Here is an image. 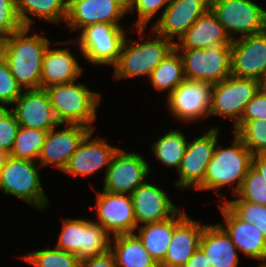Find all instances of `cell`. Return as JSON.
<instances>
[{"mask_svg":"<svg viewBox=\"0 0 266 267\" xmlns=\"http://www.w3.org/2000/svg\"><path fill=\"white\" fill-rule=\"evenodd\" d=\"M231 43V39L210 8L175 42V49H204Z\"/></svg>","mask_w":266,"mask_h":267,"instance_id":"cell-25","label":"cell"},{"mask_svg":"<svg viewBox=\"0 0 266 267\" xmlns=\"http://www.w3.org/2000/svg\"><path fill=\"white\" fill-rule=\"evenodd\" d=\"M20 125L10 108H0V149L11 153Z\"/></svg>","mask_w":266,"mask_h":267,"instance_id":"cell-40","label":"cell"},{"mask_svg":"<svg viewBox=\"0 0 266 267\" xmlns=\"http://www.w3.org/2000/svg\"><path fill=\"white\" fill-rule=\"evenodd\" d=\"M96 130H91L82 142L77 151L71 156L63 174L77 177H92L100 170L106 173L110 166L111 159L119 147L113 146L103 137H94ZM105 168V169H104Z\"/></svg>","mask_w":266,"mask_h":267,"instance_id":"cell-17","label":"cell"},{"mask_svg":"<svg viewBox=\"0 0 266 267\" xmlns=\"http://www.w3.org/2000/svg\"><path fill=\"white\" fill-rule=\"evenodd\" d=\"M123 25L97 23L84 28L75 39L53 41L52 44L77 46L88 64L99 67L114 66L127 37Z\"/></svg>","mask_w":266,"mask_h":267,"instance_id":"cell-5","label":"cell"},{"mask_svg":"<svg viewBox=\"0 0 266 267\" xmlns=\"http://www.w3.org/2000/svg\"><path fill=\"white\" fill-rule=\"evenodd\" d=\"M205 224L187 214L174 228L164 261L159 267H182L200 247Z\"/></svg>","mask_w":266,"mask_h":267,"instance_id":"cell-23","label":"cell"},{"mask_svg":"<svg viewBox=\"0 0 266 267\" xmlns=\"http://www.w3.org/2000/svg\"><path fill=\"white\" fill-rule=\"evenodd\" d=\"M146 79L151 83L153 89L155 88L159 92H167L168 96L186 79L179 52L174 48Z\"/></svg>","mask_w":266,"mask_h":267,"instance_id":"cell-30","label":"cell"},{"mask_svg":"<svg viewBox=\"0 0 266 267\" xmlns=\"http://www.w3.org/2000/svg\"><path fill=\"white\" fill-rule=\"evenodd\" d=\"M10 109L21 127L49 131L60 124L43 88L24 90Z\"/></svg>","mask_w":266,"mask_h":267,"instance_id":"cell-20","label":"cell"},{"mask_svg":"<svg viewBox=\"0 0 266 267\" xmlns=\"http://www.w3.org/2000/svg\"><path fill=\"white\" fill-rule=\"evenodd\" d=\"M213 84L185 79L166 97L168 112L179 123H193L209 117Z\"/></svg>","mask_w":266,"mask_h":267,"instance_id":"cell-11","label":"cell"},{"mask_svg":"<svg viewBox=\"0 0 266 267\" xmlns=\"http://www.w3.org/2000/svg\"><path fill=\"white\" fill-rule=\"evenodd\" d=\"M230 146L223 147L217 141L208 163L203 184L196 191H214L229 188L235 194L252 166L253 154L234 133ZM218 191V192H217Z\"/></svg>","mask_w":266,"mask_h":267,"instance_id":"cell-3","label":"cell"},{"mask_svg":"<svg viewBox=\"0 0 266 267\" xmlns=\"http://www.w3.org/2000/svg\"><path fill=\"white\" fill-rule=\"evenodd\" d=\"M110 252L117 267H159L135 233L112 236Z\"/></svg>","mask_w":266,"mask_h":267,"instance_id":"cell-28","label":"cell"},{"mask_svg":"<svg viewBox=\"0 0 266 267\" xmlns=\"http://www.w3.org/2000/svg\"><path fill=\"white\" fill-rule=\"evenodd\" d=\"M259 90L260 81L236 76H229L213 84L209 117L230 118L234 126L241 119L247 104Z\"/></svg>","mask_w":266,"mask_h":267,"instance_id":"cell-12","label":"cell"},{"mask_svg":"<svg viewBox=\"0 0 266 267\" xmlns=\"http://www.w3.org/2000/svg\"><path fill=\"white\" fill-rule=\"evenodd\" d=\"M186 215L183 209H179L171 218L160 222L147 223L135 230L134 233L158 265L164 261L175 226Z\"/></svg>","mask_w":266,"mask_h":267,"instance_id":"cell-27","label":"cell"},{"mask_svg":"<svg viewBox=\"0 0 266 267\" xmlns=\"http://www.w3.org/2000/svg\"><path fill=\"white\" fill-rule=\"evenodd\" d=\"M266 71V30L233 40L231 76L260 81Z\"/></svg>","mask_w":266,"mask_h":267,"instance_id":"cell-19","label":"cell"},{"mask_svg":"<svg viewBox=\"0 0 266 267\" xmlns=\"http://www.w3.org/2000/svg\"><path fill=\"white\" fill-rule=\"evenodd\" d=\"M252 165L259 171L266 184V153L253 155Z\"/></svg>","mask_w":266,"mask_h":267,"instance_id":"cell-44","label":"cell"},{"mask_svg":"<svg viewBox=\"0 0 266 267\" xmlns=\"http://www.w3.org/2000/svg\"><path fill=\"white\" fill-rule=\"evenodd\" d=\"M131 197L137 227L171 218L179 210L163 188L146 180Z\"/></svg>","mask_w":266,"mask_h":267,"instance_id":"cell-21","label":"cell"},{"mask_svg":"<svg viewBox=\"0 0 266 267\" xmlns=\"http://www.w3.org/2000/svg\"><path fill=\"white\" fill-rule=\"evenodd\" d=\"M49 45L44 53L41 88L45 89L51 85L69 83L83 76V66L79 58L72 54L70 48H52Z\"/></svg>","mask_w":266,"mask_h":267,"instance_id":"cell-24","label":"cell"},{"mask_svg":"<svg viewBox=\"0 0 266 267\" xmlns=\"http://www.w3.org/2000/svg\"><path fill=\"white\" fill-rule=\"evenodd\" d=\"M30 30L23 27L17 34L0 40V54L23 90L41 88L44 53L51 43L48 37Z\"/></svg>","mask_w":266,"mask_h":267,"instance_id":"cell-1","label":"cell"},{"mask_svg":"<svg viewBox=\"0 0 266 267\" xmlns=\"http://www.w3.org/2000/svg\"><path fill=\"white\" fill-rule=\"evenodd\" d=\"M42 167L36 161L8 156L0 169V191L44 212L49 206L41 182Z\"/></svg>","mask_w":266,"mask_h":267,"instance_id":"cell-6","label":"cell"},{"mask_svg":"<svg viewBox=\"0 0 266 267\" xmlns=\"http://www.w3.org/2000/svg\"><path fill=\"white\" fill-rule=\"evenodd\" d=\"M47 133L48 131L20 126L10 156L38 162Z\"/></svg>","mask_w":266,"mask_h":267,"instance_id":"cell-32","label":"cell"},{"mask_svg":"<svg viewBox=\"0 0 266 267\" xmlns=\"http://www.w3.org/2000/svg\"><path fill=\"white\" fill-rule=\"evenodd\" d=\"M80 267H117L113 254L109 251L103 255L82 259Z\"/></svg>","mask_w":266,"mask_h":267,"instance_id":"cell-42","label":"cell"},{"mask_svg":"<svg viewBox=\"0 0 266 267\" xmlns=\"http://www.w3.org/2000/svg\"><path fill=\"white\" fill-rule=\"evenodd\" d=\"M217 206L223 217L219 224L230 235L239 253L255 261L265 259L266 237L263 233L255 225L240 219L224 202Z\"/></svg>","mask_w":266,"mask_h":267,"instance_id":"cell-22","label":"cell"},{"mask_svg":"<svg viewBox=\"0 0 266 267\" xmlns=\"http://www.w3.org/2000/svg\"><path fill=\"white\" fill-rule=\"evenodd\" d=\"M22 28L17 14L16 0H0V40L17 34Z\"/></svg>","mask_w":266,"mask_h":267,"instance_id":"cell-39","label":"cell"},{"mask_svg":"<svg viewBox=\"0 0 266 267\" xmlns=\"http://www.w3.org/2000/svg\"><path fill=\"white\" fill-rule=\"evenodd\" d=\"M91 130L81 124L62 123L55 126L47 133L38 163L42 168L52 165V167L63 172L69 159Z\"/></svg>","mask_w":266,"mask_h":267,"instance_id":"cell-16","label":"cell"},{"mask_svg":"<svg viewBox=\"0 0 266 267\" xmlns=\"http://www.w3.org/2000/svg\"><path fill=\"white\" fill-rule=\"evenodd\" d=\"M211 10L231 41L266 30V9L257 1L211 0Z\"/></svg>","mask_w":266,"mask_h":267,"instance_id":"cell-8","label":"cell"},{"mask_svg":"<svg viewBox=\"0 0 266 267\" xmlns=\"http://www.w3.org/2000/svg\"><path fill=\"white\" fill-rule=\"evenodd\" d=\"M171 0H127L128 14L129 12H136L137 20L133 23L132 28H147L148 23L153 20L155 16L161 15L170 3ZM147 26V27H146Z\"/></svg>","mask_w":266,"mask_h":267,"instance_id":"cell-37","label":"cell"},{"mask_svg":"<svg viewBox=\"0 0 266 267\" xmlns=\"http://www.w3.org/2000/svg\"><path fill=\"white\" fill-rule=\"evenodd\" d=\"M210 8L211 0H171L150 28L175 43Z\"/></svg>","mask_w":266,"mask_h":267,"instance_id":"cell-18","label":"cell"},{"mask_svg":"<svg viewBox=\"0 0 266 267\" xmlns=\"http://www.w3.org/2000/svg\"><path fill=\"white\" fill-rule=\"evenodd\" d=\"M24 90L10 72L9 66L0 54V108H10Z\"/></svg>","mask_w":266,"mask_h":267,"instance_id":"cell-38","label":"cell"},{"mask_svg":"<svg viewBox=\"0 0 266 267\" xmlns=\"http://www.w3.org/2000/svg\"><path fill=\"white\" fill-rule=\"evenodd\" d=\"M145 29L131 30L140 36L138 41H132L128 35L125 38L118 61L113 66L114 79L148 78L154 68L175 48L172 40L157 34L152 28L149 33L151 39L145 38Z\"/></svg>","mask_w":266,"mask_h":267,"instance_id":"cell-2","label":"cell"},{"mask_svg":"<svg viewBox=\"0 0 266 267\" xmlns=\"http://www.w3.org/2000/svg\"><path fill=\"white\" fill-rule=\"evenodd\" d=\"M54 247L75 254L80 260L110 251L112 236L94 219L61 218Z\"/></svg>","mask_w":266,"mask_h":267,"instance_id":"cell-7","label":"cell"},{"mask_svg":"<svg viewBox=\"0 0 266 267\" xmlns=\"http://www.w3.org/2000/svg\"><path fill=\"white\" fill-rule=\"evenodd\" d=\"M233 127L235 133L253 155L266 153V121H238Z\"/></svg>","mask_w":266,"mask_h":267,"instance_id":"cell-34","label":"cell"},{"mask_svg":"<svg viewBox=\"0 0 266 267\" xmlns=\"http://www.w3.org/2000/svg\"><path fill=\"white\" fill-rule=\"evenodd\" d=\"M16 9L23 27L31 28L36 17L58 26L67 18L66 0H16Z\"/></svg>","mask_w":266,"mask_h":267,"instance_id":"cell-29","label":"cell"},{"mask_svg":"<svg viewBox=\"0 0 266 267\" xmlns=\"http://www.w3.org/2000/svg\"><path fill=\"white\" fill-rule=\"evenodd\" d=\"M21 260L33 267H80L81 260L73 253L56 247H46L20 255Z\"/></svg>","mask_w":266,"mask_h":267,"instance_id":"cell-33","label":"cell"},{"mask_svg":"<svg viewBox=\"0 0 266 267\" xmlns=\"http://www.w3.org/2000/svg\"><path fill=\"white\" fill-rule=\"evenodd\" d=\"M260 89L263 91H266V71H265L262 79L260 80Z\"/></svg>","mask_w":266,"mask_h":267,"instance_id":"cell-46","label":"cell"},{"mask_svg":"<svg viewBox=\"0 0 266 267\" xmlns=\"http://www.w3.org/2000/svg\"><path fill=\"white\" fill-rule=\"evenodd\" d=\"M95 214L97 220L111 236L134 233L137 229L131 195L95 191Z\"/></svg>","mask_w":266,"mask_h":267,"instance_id":"cell-15","label":"cell"},{"mask_svg":"<svg viewBox=\"0 0 266 267\" xmlns=\"http://www.w3.org/2000/svg\"><path fill=\"white\" fill-rule=\"evenodd\" d=\"M220 127H211L201 136L188 140L184 156L177 169L178 180H175V188L182 191L187 189L197 190L204 182L208 163L210 162L214 148L219 141Z\"/></svg>","mask_w":266,"mask_h":267,"instance_id":"cell-10","label":"cell"},{"mask_svg":"<svg viewBox=\"0 0 266 267\" xmlns=\"http://www.w3.org/2000/svg\"><path fill=\"white\" fill-rule=\"evenodd\" d=\"M187 143L186 135L178 128H174L173 130L168 129L164 135L154 140L150 148L156 160L167 168H175L177 171L184 156Z\"/></svg>","mask_w":266,"mask_h":267,"instance_id":"cell-31","label":"cell"},{"mask_svg":"<svg viewBox=\"0 0 266 267\" xmlns=\"http://www.w3.org/2000/svg\"><path fill=\"white\" fill-rule=\"evenodd\" d=\"M259 266L260 267H266V258L261 260V262L259 261Z\"/></svg>","mask_w":266,"mask_h":267,"instance_id":"cell-47","label":"cell"},{"mask_svg":"<svg viewBox=\"0 0 266 267\" xmlns=\"http://www.w3.org/2000/svg\"><path fill=\"white\" fill-rule=\"evenodd\" d=\"M217 195L220 197L219 202H224L243 221L255 225L266 237V206L233 198L228 200L221 191Z\"/></svg>","mask_w":266,"mask_h":267,"instance_id":"cell-35","label":"cell"},{"mask_svg":"<svg viewBox=\"0 0 266 267\" xmlns=\"http://www.w3.org/2000/svg\"><path fill=\"white\" fill-rule=\"evenodd\" d=\"M234 195L238 197L234 200H243L266 206V184L253 165L249 168L241 187Z\"/></svg>","mask_w":266,"mask_h":267,"instance_id":"cell-36","label":"cell"},{"mask_svg":"<svg viewBox=\"0 0 266 267\" xmlns=\"http://www.w3.org/2000/svg\"><path fill=\"white\" fill-rule=\"evenodd\" d=\"M266 121V91L259 90L247 104L239 121Z\"/></svg>","mask_w":266,"mask_h":267,"instance_id":"cell-41","label":"cell"},{"mask_svg":"<svg viewBox=\"0 0 266 267\" xmlns=\"http://www.w3.org/2000/svg\"><path fill=\"white\" fill-rule=\"evenodd\" d=\"M200 248L208 256L212 267H238L240 256L230 235L217 222L205 224L200 238Z\"/></svg>","mask_w":266,"mask_h":267,"instance_id":"cell-26","label":"cell"},{"mask_svg":"<svg viewBox=\"0 0 266 267\" xmlns=\"http://www.w3.org/2000/svg\"><path fill=\"white\" fill-rule=\"evenodd\" d=\"M187 80L216 84L231 76V45L204 49H176Z\"/></svg>","mask_w":266,"mask_h":267,"instance_id":"cell-9","label":"cell"},{"mask_svg":"<svg viewBox=\"0 0 266 267\" xmlns=\"http://www.w3.org/2000/svg\"><path fill=\"white\" fill-rule=\"evenodd\" d=\"M150 173V164L143 155L118 148L102 178V190L131 195L139 185L150 177Z\"/></svg>","mask_w":266,"mask_h":267,"instance_id":"cell-13","label":"cell"},{"mask_svg":"<svg viewBox=\"0 0 266 267\" xmlns=\"http://www.w3.org/2000/svg\"><path fill=\"white\" fill-rule=\"evenodd\" d=\"M182 267H212L206 253L199 247Z\"/></svg>","mask_w":266,"mask_h":267,"instance_id":"cell-43","label":"cell"},{"mask_svg":"<svg viewBox=\"0 0 266 267\" xmlns=\"http://www.w3.org/2000/svg\"><path fill=\"white\" fill-rule=\"evenodd\" d=\"M76 81L45 88L51 106L60 124H81L95 130L94 122L102 93L92 91L84 83Z\"/></svg>","mask_w":266,"mask_h":267,"instance_id":"cell-4","label":"cell"},{"mask_svg":"<svg viewBox=\"0 0 266 267\" xmlns=\"http://www.w3.org/2000/svg\"><path fill=\"white\" fill-rule=\"evenodd\" d=\"M9 154L5 152L4 150L0 149V169L6 162V159L8 158Z\"/></svg>","mask_w":266,"mask_h":267,"instance_id":"cell-45","label":"cell"},{"mask_svg":"<svg viewBox=\"0 0 266 267\" xmlns=\"http://www.w3.org/2000/svg\"><path fill=\"white\" fill-rule=\"evenodd\" d=\"M67 2L65 28L80 33L97 23L122 25L128 15L127 0H74Z\"/></svg>","mask_w":266,"mask_h":267,"instance_id":"cell-14","label":"cell"}]
</instances>
